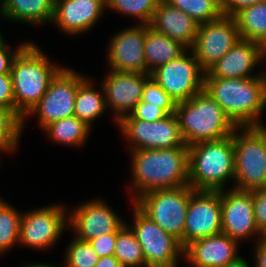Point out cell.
<instances>
[{
    "label": "cell",
    "mask_w": 266,
    "mask_h": 267,
    "mask_svg": "<svg viewBox=\"0 0 266 267\" xmlns=\"http://www.w3.org/2000/svg\"><path fill=\"white\" fill-rule=\"evenodd\" d=\"M131 155L132 182L137 189L133 202L152 190L189 185L188 147L132 150Z\"/></svg>",
    "instance_id": "obj_1"
},
{
    "label": "cell",
    "mask_w": 266,
    "mask_h": 267,
    "mask_svg": "<svg viewBox=\"0 0 266 267\" xmlns=\"http://www.w3.org/2000/svg\"><path fill=\"white\" fill-rule=\"evenodd\" d=\"M204 90L221 106L236 126H260L266 107L263 73L257 77L226 79L205 77Z\"/></svg>",
    "instance_id": "obj_2"
},
{
    "label": "cell",
    "mask_w": 266,
    "mask_h": 267,
    "mask_svg": "<svg viewBox=\"0 0 266 267\" xmlns=\"http://www.w3.org/2000/svg\"><path fill=\"white\" fill-rule=\"evenodd\" d=\"M61 68L51 64L33 43H28L18 53L12 63L11 76L15 112L22 119L40 101Z\"/></svg>",
    "instance_id": "obj_3"
},
{
    "label": "cell",
    "mask_w": 266,
    "mask_h": 267,
    "mask_svg": "<svg viewBox=\"0 0 266 267\" xmlns=\"http://www.w3.org/2000/svg\"><path fill=\"white\" fill-rule=\"evenodd\" d=\"M175 115L187 146L223 139L232 135L237 127L204 89L190 99L176 103Z\"/></svg>",
    "instance_id": "obj_4"
},
{
    "label": "cell",
    "mask_w": 266,
    "mask_h": 267,
    "mask_svg": "<svg viewBox=\"0 0 266 267\" xmlns=\"http://www.w3.org/2000/svg\"><path fill=\"white\" fill-rule=\"evenodd\" d=\"M188 148V184L194 190L221 191L228 179H234L232 135L219 140L200 141Z\"/></svg>",
    "instance_id": "obj_5"
},
{
    "label": "cell",
    "mask_w": 266,
    "mask_h": 267,
    "mask_svg": "<svg viewBox=\"0 0 266 267\" xmlns=\"http://www.w3.org/2000/svg\"><path fill=\"white\" fill-rule=\"evenodd\" d=\"M239 130L244 133L239 134ZM232 139L235 160L234 179L237 181L233 188L240 191L265 188V126H237L232 133Z\"/></svg>",
    "instance_id": "obj_6"
},
{
    "label": "cell",
    "mask_w": 266,
    "mask_h": 267,
    "mask_svg": "<svg viewBox=\"0 0 266 267\" xmlns=\"http://www.w3.org/2000/svg\"><path fill=\"white\" fill-rule=\"evenodd\" d=\"M193 191L189 185L152 190L137 198L133 205L181 243L188 203Z\"/></svg>",
    "instance_id": "obj_7"
},
{
    "label": "cell",
    "mask_w": 266,
    "mask_h": 267,
    "mask_svg": "<svg viewBox=\"0 0 266 267\" xmlns=\"http://www.w3.org/2000/svg\"><path fill=\"white\" fill-rule=\"evenodd\" d=\"M86 78L74 70L62 67L51 79L40 101L23 117L22 124L30 114L38 115L43 129L54 121L74 116L77 89Z\"/></svg>",
    "instance_id": "obj_8"
},
{
    "label": "cell",
    "mask_w": 266,
    "mask_h": 267,
    "mask_svg": "<svg viewBox=\"0 0 266 267\" xmlns=\"http://www.w3.org/2000/svg\"><path fill=\"white\" fill-rule=\"evenodd\" d=\"M117 124L133 144L130 150L188 147L181 136L175 113L159 121L138 120L128 114Z\"/></svg>",
    "instance_id": "obj_9"
},
{
    "label": "cell",
    "mask_w": 266,
    "mask_h": 267,
    "mask_svg": "<svg viewBox=\"0 0 266 267\" xmlns=\"http://www.w3.org/2000/svg\"><path fill=\"white\" fill-rule=\"evenodd\" d=\"M183 53L176 59L159 66L151 77L176 102L190 99L204 89L205 71L194 53Z\"/></svg>",
    "instance_id": "obj_10"
},
{
    "label": "cell",
    "mask_w": 266,
    "mask_h": 267,
    "mask_svg": "<svg viewBox=\"0 0 266 267\" xmlns=\"http://www.w3.org/2000/svg\"><path fill=\"white\" fill-rule=\"evenodd\" d=\"M131 230L142 247L145 267H177L179 254L184 255L180 241L162 230L135 205Z\"/></svg>",
    "instance_id": "obj_11"
},
{
    "label": "cell",
    "mask_w": 266,
    "mask_h": 267,
    "mask_svg": "<svg viewBox=\"0 0 266 267\" xmlns=\"http://www.w3.org/2000/svg\"><path fill=\"white\" fill-rule=\"evenodd\" d=\"M239 30L234 17L220 18L199 24L192 51L206 72L239 41Z\"/></svg>",
    "instance_id": "obj_12"
},
{
    "label": "cell",
    "mask_w": 266,
    "mask_h": 267,
    "mask_svg": "<svg viewBox=\"0 0 266 267\" xmlns=\"http://www.w3.org/2000/svg\"><path fill=\"white\" fill-rule=\"evenodd\" d=\"M221 233V191L194 190L190 196L181 245Z\"/></svg>",
    "instance_id": "obj_13"
},
{
    "label": "cell",
    "mask_w": 266,
    "mask_h": 267,
    "mask_svg": "<svg viewBox=\"0 0 266 267\" xmlns=\"http://www.w3.org/2000/svg\"><path fill=\"white\" fill-rule=\"evenodd\" d=\"M65 213L63 206L55 204L21 213L19 243L38 249L52 247L68 225Z\"/></svg>",
    "instance_id": "obj_14"
},
{
    "label": "cell",
    "mask_w": 266,
    "mask_h": 267,
    "mask_svg": "<svg viewBox=\"0 0 266 267\" xmlns=\"http://www.w3.org/2000/svg\"><path fill=\"white\" fill-rule=\"evenodd\" d=\"M221 190V232L237 242L261 234L254 219L252 191ZM225 193V194H224Z\"/></svg>",
    "instance_id": "obj_15"
},
{
    "label": "cell",
    "mask_w": 266,
    "mask_h": 267,
    "mask_svg": "<svg viewBox=\"0 0 266 267\" xmlns=\"http://www.w3.org/2000/svg\"><path fill=\"white\" fill-rule=\"evenodd\" d=\"M110 71L102 85V91L106 107L115 111L118 122L123 116L130 114L141 101L144 85L151 75L143 72Z\"/></svg>",
    "instance_id": "obj_16"
},
{
    "label": "cell",
    "mask_w": 266,
    "mask_h": 267,
    "mask_svg": "<svg viewBox=\"0 0 266 267\" xmlns=\"http://www.w3.org/2000/svg\"><path fill=\"white\" fill-rule=\"evenodd\" d=\"M68 219V226H71L77 233L76 238L83 241H90L101 235L117 233L125 224L102 200L83 203L71 215L69 214Z\"/></svg>",
    "instance_id": "obj_17"
},
{
    "label": "cell",
    "mask_w": 266,
    "mask_h": 267,
    "mask_svg": "<svg viewBox=\"0 0 266 267\" xmlns=\"http://www.w3.org/2000/svg\"><path fill=\"white\" fill-rule=\"evenodd\" d=\"M146 25L139 24L119 31L110 41L108 61L112 71H146L144 54Z\"/></svg>",
    "instance_id": "obj_18"
},
{
    "label": "cell",
    "mask_w": 266,
    "mask_h": 267,
    "mask_svg": "<svg viewBox=\"0 0 266 267\" xmlns=\"http://www.w3.org/2000/svg\"><path fill=\"white\" fill-rule=\"evenodd\" d=\"M266 57V49L259 43L239 39L236 44L206 72L205 77L238 79L252 76L251 70Z\"/></svg>",
    "instance_id": "obj_19"
},
{
    "label": "cell",
    "mask_w": 266,
    "mask_h": 267,
    "mask_svg": "<svg viewBox=\"0 0 266 267\" xmlns=\"http://www.w3.org/2000/svg\"><path fill=\"white\" fill-rule=\"evenodd\" d=\"M237 244L221 232L188 244L184 248V257L194 267H224L240 257Z\"/></svg>",
    "instance_id": "obj_20"
},
{
    "label": "cell",
    "mask_w": 266,
    "mask_h": 267,
    "mask_svg": "<svg viewBox=\"0 0 266 267\" xmlns=\"http://www.w3.org/2000/svg\"><path fill=\"white\" fill-rule=\"evenodd\" d=\"M105 7V0H55L52 23L69 35L80 34L96 24Z\"/></svg>",
    "instance_id": "obj_21"
},
{
    "label": "cell",
    "mask_w": 266,
    "mask_h": 267,
    "mask_svg": "<svg viewBox=\"0 0 266 267\" xmlns=\"http://www.w3.org/2000/svg\"><path fill=\"white\" fill-rule=\"evenodd\" d=\"M149 26L187 49L192 48L199 28L194 19L165 0H160Z\"/></svg>",
    "instance_id": "obj_22"
},
{
    "label": "cell",
    "mask_w": 266,
    "mask_h": 267,
    "mask_svg": "<svg viewBox=\"0 0 266 267\" xmlns=\"http://www.w3.org/2000/svg\"><path fill=\"white\" fill-rule=\"evenodd\" d=\"M187 48L176 40L146 25L144 46L146 71L150 74L156 68L181 56Z\"/></svg>",
    "instance_id": "obj_23"
},
{
    "label": "cell",
    "mask_w": 266,
    "mask_h": 267,
    "mask_svg": "<svg viewBox=\"0 0 266 267\" xmlns=\"http://www.w3.org/2000/svg\"><path fill=\"white\" fill-rule=\"evenodd\" d=\"M55 0H2L0 13L10 20L39 24L53 19Z\"/></svg>",
    "instance_id": "obj_24"
},
{
    "label": "cell",
    "mask_w": 266,
    "mask_h": 267,
    "mask_svg": "<svg viewBox=\"0 0 266 267\" xmlns=\"http://www.w3.org/2000/svg\"><path fill=\"white\" fill-rule=\"evenodd\" d=\"M234 18L240 39L259 43L266 49V1L242 9Z\"/></svg>",
    "instance_id": "obj_25"
},
{
    "label": "cell",
    "mask_w": 266,
    "mask_h": 267,
    "mask_svg": "<svg viewBox=\"0 0 266 267\" xmlns=\"http://www.w3.org/2000/svg\"><path fill=\"white\" fill-rule=\"evenodd\" d=\"M106 109L105 95L92 87V81L87 77L77 89L75 97L74 116L84 121L89 127Z\"/></svg>",
    "instance_id": "obj_26"
},
{
    "label": "cell",
    "mask_w": 266,
    "mask_h": 267,
    "mask_svg": "<svg viewBox=\"0 0 266 267\" xmlns=\"http://www.w3.org/2000/svg\"><path fill=\"white\" fill-rule=\"evenodd\" d=\"M90 128L84 121L72 116L54 121L43 130L50 134V139L52 138L53 141L74 147L86 142Z\"/></svg>",
    "instance_id": "obj_27"
},
{
    "label": "cell",
    "mask_w": 266,
    "mask_h": 267,
    "mask_svg": "<svg viewBox=\"0 0 266 267\" xmlns=\"http://www.w3.org/2000/svg\"><path fill=\"white\" fill-rule=\"evenodd\" d=\"M131 228L125 223L116 233L114 256L122 267H145L142 247Z\"/></svg>",
    "instance_id": "obj_28"
},
{
    "label": "cell",
    "mask_w": 266,
    "mask_h": 267,
    "mask_svg": "<svg viewBox=\"0 0 266 267\" xmlns=\"http://www.w3.org/2000/svg\"><path fill=\"white\" fill-rule=\"evenodd\" d=\"M170 5L186 13L198 24L220 18L221 0H165Z\"/></svg>",
    "instance_id": "obj_29"
},
{
    "label": "cell",
    "mask_w": 266,
    "mask_h": 267,
    "mask_svg": "<svg viewBox=\"0 0 266 267\" xmlns=\"http://www.w3.org/2000/svg\"><path fill=\"white\" fill-rule=\"evenodd\" d=\"M19 213L4 200L0 203V253L19 243L21 218Z\"/></svg>",
    "instance_id": "obj_30"
},
{
    "label": "cell",
    "mask_w": 266,
    "mask_h": 267,
    "mask_svg": "<svg viewBox=\"0 0 266 267\" xmlns=\"http://www.w3.org/2000/svg\"><path fill=\"white\" fill-rule=\"evenodd\" d=\"M106 7L140 19V24L149 25L160 0H105Z\"/></svg>",
    "instance_id": "obj_31"
},
{
    "label": "cell",
    "mask_w": 266,
    "mask_h": 267,
    "mask_svg": "<svg viewBox=\"0 0 266 267\" xmlns=\"http://www.w3.org/2000/svg\"><path fill=\"white\" fill-rule=\"evenodd\" d=\"M23 126L22 118L14 110L0 107V145L7 152L18 146Z\"/></svg>",
    "instance_id": "obj_32"
},
{
    "label": "cell",
    "mask_w": 266,
    "mask_h": 267,
    "mask_svg": "<svg viewBox=\"0 0 266 267\" xmlns=\"http://www.w3.org/2000/svg\"><path fill=\"white\" fill-rule=\"evenodd\" d=\"M66 253V267H95L99 260L89 241L74 238Z\"/></svg>",
    "instance_id": "obj_33"
},
{
    "label": "cell",
    "mask_w": 266,
    "mask_h": 267,
    "mask_svg": "<svg viewBox=\"0 0 266 267\" xmlns=\"http://www.w3.org/2000/svg\"><path fill=\"white\" fill-rule=\"evenodd\" d=\"M141 101L158 105L167 115L175 113L176 102L152 77L144 85Z\"/></svg>",
    "instance_id": "obj_34"
},
{
    "label": "cell",
    "mask_w": 266,
    "mask_h": 267,
    "mask_svg": "<svg viewBox=\"0 0 266 267\" xmlns=\"http://www.w3.org/2000/svg\"><path fill=\"white\" fill-rule=\"evenodd\" d=\"M135 119L143 121H159L167 114L158 106L140 101L130 113Z\"/></svg>",
    "instance_id": "obj_35"
},
{
    "label": "cell",
    "mask_w": 266,
    "mask_h": 267,
    "mask_svg": "<svg viewBox=\"0 0 266 267\" xmlns=\"http://www.w3.org/2000/svg\"><path fill=\"white\" fill-rule=\"evenodd\" d=\"M254 219L261 231L266 227V187L253 190Z\"/></svg>",
    "instance_id": "obj_36"
},
{
    "label": "cell",
    "mask_w": 266,
    "mask_h": 267,
    "mask_svg": "<svg viewBox=\"0 0 266 267\" xmlns=\"http://www.w3.org/2000/svg\"><path fill=\"white\" fill-rule=\"evenodd\" d=\"M93 250L98 254L99 258L114 255L116 244V233L101 235L89 241Z\"/></svg>",
    "instance_id": "obj_37"
},
{
    "label": "cell",
    "mask_w": 266,
    "mask_h": 267,
    "mask_svg": "<svg viewBox=\"0 0 266 267\" xmlns=\"http://www.w3.org/2000/svg\"><path fill=\"white\" fill-rule=\"evenodd\" d=\"M0 107L15 111L11 74H0Z\"/></svg>",
    "instance_id": "obj_38"
},
{
    "label": "cell",
    "mask_w": 266,
    "mask_h": 267,
    "mask_svg": "<svg viewBox=\"0 0 266 267\" xmlns=\"http://www.w3.org/2000/svg\"><path fill=\"white\" fill-rule=\"evenodd\" d=\"M4 42V38L2 37L0 39V74H11V67L15 57L28 43H23L16 51L14 49L12 53Z\"/></svg>",
    "instance_id": "obj_39"
},
{
    "label": "cell",
    "mask_w": 266,
    "mask_h": 267,
    "mask_svg": "<svg viewBox=\"0 0 266 267\" xmlns=\"http://www.w3.org/2000/svg\"><path fill=\"white\" fill-rule=\"evenodd\" d=\"M266 0H221V11L225 16L234 17L242 9Z\"/></svg>",
    "instance_id": "obj_40"
},
{
    "label": "cell",
    "mask_w": 266,
    "mask_h": 267,
    "mask_svg": "<svg viewBox=\"0 0 266 267\" xmlns=\"http://www.w3.org/2000/svg\"><path fill=\"white\" fill-rule=\"evenodd\" d=\"M255 250V267H266V243L259 241Z\"/></svg>",
    "instance_id": "obj_41"
},
{
    "label": "cell",
    "mask_w": 266,
    "mask_h": 267,
    "mask_svg": "<svg viewBox=\"0 0 266 267\" xmlns=\"http://www.w3.org/2000/svg\"><path fill=\"white\" fill-rule=\"evenodd\" d=\"M95 267H122V265L118 259L112 255L99 258L98 262L95 264Z\"/></svg>",
    "instance_id": "obj_42"
},
{
    "label": "cell",
    "mask_w": 266,
    "mask_h": 267,
    "mask_svg": "<svg viewBox=\"0 0 266 267\" xmlns=\"http://www.w3.org/2000/svg\"><path fill=\"white\" fill-rule=\"evenodd\" d=\"M224 267H250L245 259L242 257L237 258L234 262L227 264Z\"/></svg>",
    "instance_id": "obj_43"
},
{
    "label": "cell",
    "mask_w": 266,
    "mask_h": 267,
    "mask_svg": "<svg viewBox=\"0 0 266 267\" xmlns=\"http://www.w3.org/2000/svg\"><path fill=\"white\" fill-rule=\"evenodd\" d=\"M260 239L259 241L262 242V243H266V227L261 230V234H260Z\"/></svg>",
    "instance_id": "obj_44"
},
{
    "label": "cell",
    "mask_w": 266,
    "mask_h": 267,
    "mask_svg": "<svg viewBox=\"0 0 266 267\" xmlns=\"http://www.w3.org/2000/svg\"><path fill=\"white\" fill-rule=\"evenodd\" d=\"M26 267H55V266L49 265V264H44V263H42V264L34 263V264L28 265Z\"/></svg>",
    "instance_id": "obj_45"
},
{
    "label": "cell",
    "mask_w": 266,
    "mask_h": 267,
    "mask_svg": "<svg viewBox=\"0 0 266 267\" xmlns=\"http://www.w3.org/2000/svg\"><path fill=\"white\" fill-rule=\"evenodd\" d=\"M0 151H1V152H2V151L4 152V151H7V150H6L2 145H0ZM1 152H0V153H1Z\"/></svg>",
    "instance_id": "obj_46"
},
{
    "label": "cell",
    "mask_w": 266,
    "mask_h": 267,
    "mask_svg": "<svg viewBox=\"0 0 266 267\" xmlns=\"http://www.w3.org/2000/svg\"><path fill=\"white\" fill-rule=\"evenodd\" d=\"M265 150H266V127H265Z\"/></svg>",
    "instance_id": "obj_47"
},
{
    "label": "cell",
    "mask_w": 266,
    "mask_h": 267,
    "mask_svg": "<svg viewBox=\"0 0 266 267\" xmlns=\"http://www.w3.org/2000/svg\"><path fill=\"white\" fill-rule=\"evenodd\" d=\"M265 80V88H266V74H263Z\"/></svg>",
    "instance_id": "obj_48"
}]
</instances>
